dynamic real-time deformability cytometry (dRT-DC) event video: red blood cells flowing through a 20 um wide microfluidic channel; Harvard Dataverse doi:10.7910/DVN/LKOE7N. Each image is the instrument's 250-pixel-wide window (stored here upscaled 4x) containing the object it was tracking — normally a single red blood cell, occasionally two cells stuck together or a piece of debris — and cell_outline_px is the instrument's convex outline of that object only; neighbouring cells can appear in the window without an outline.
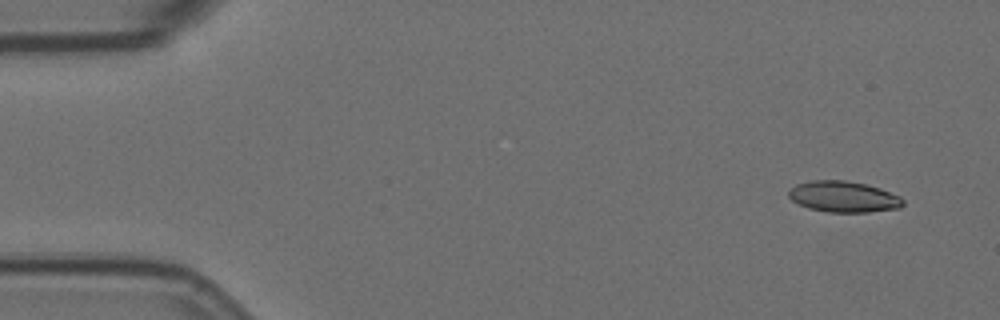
{"species": "Egyptian fruit bat (a non-hibernating species)", "species_latin": "Rousettus aegyptiacus", "temperature_condition": "room temperature", "stored_images_in_passage": 3, "camera_frame_rate_fps": 3000, "um_per_image_px": 0.085, "animal": {"sex": "female"}, "frame": {"image": 1, "passage_image": 1, "time_ms": 0.0, "image_size_px": [1000, 320], "cell_outline_px": [[904, 204], [900, 208], [868, 212], [828, 212], [808, 208], [792, 200], [788, 196], [788, 192], [796, 184], [812, 180], [844, 180], [864, 184], [880, 188], [900, 196], [904, 200]], "centroid_in_image_um": [71.71, 16.72], "position_along_channel_um": 13.3, "area_um2": 20.63}}